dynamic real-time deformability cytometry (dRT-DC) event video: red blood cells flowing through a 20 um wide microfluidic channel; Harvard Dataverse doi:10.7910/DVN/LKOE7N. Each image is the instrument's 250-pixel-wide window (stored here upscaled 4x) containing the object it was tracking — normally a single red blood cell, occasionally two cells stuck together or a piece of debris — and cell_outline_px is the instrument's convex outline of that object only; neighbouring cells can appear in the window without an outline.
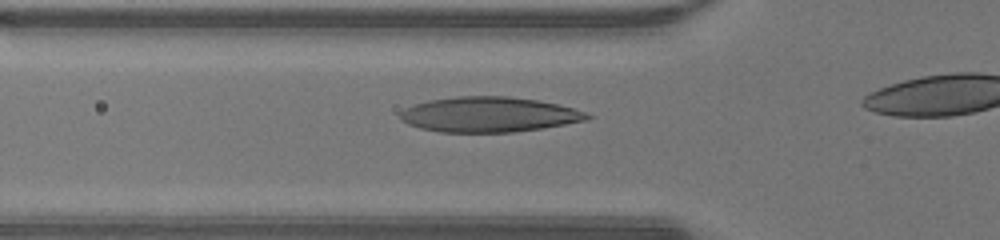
{"species": "human", "species_latin": "Homo sapiens", "temperature_condition": "warm", "stored_images_in_passage": 17, "camera_frame_rate_fps": 3000, "um_per_image_px": 0.085, "donor": {"sex": "male"}, "frame": {"image": 1, "passage_image": 10, "time_ms": 3.0, "image_size_px": [1000, 240], "cell_outline_px": [[592, 116], [588, 120], [544, 128], [512, 132], [440, 132], [420, 128], [408, 124], [400, 120], [400, 112], [404, 108], [428, 100], [456, 96], [508, 96], [536, 100], [556, 104], [572, 108], [584, 112]], "centroid_in_image_um": [41.53, 9.74], "position_along_channel_um": 84.3, "area_um2": 38.26}}
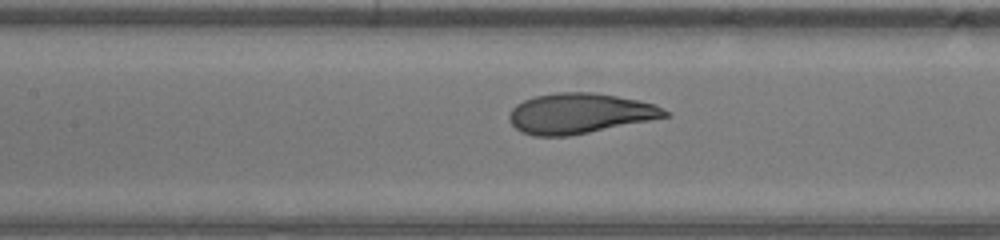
{"frame": {"image": 2, "passage_image": 15, "time_ms": 4.667, "image_size_px": [1000, 240], "cell_outline_px": [[672, 116], [568, 136], [532, 136], [520, 132], [508, 120], [508, 116], [512, 108], [516, 104], [532, 96], [556, 92], [592, 92], [616, 96], [636, 100], [652, 104], [668, 112]], "centroid_in_image_um": [49.21, 9.64], "position_along_channel_um": 158.2, "area_um2": 36.47}}